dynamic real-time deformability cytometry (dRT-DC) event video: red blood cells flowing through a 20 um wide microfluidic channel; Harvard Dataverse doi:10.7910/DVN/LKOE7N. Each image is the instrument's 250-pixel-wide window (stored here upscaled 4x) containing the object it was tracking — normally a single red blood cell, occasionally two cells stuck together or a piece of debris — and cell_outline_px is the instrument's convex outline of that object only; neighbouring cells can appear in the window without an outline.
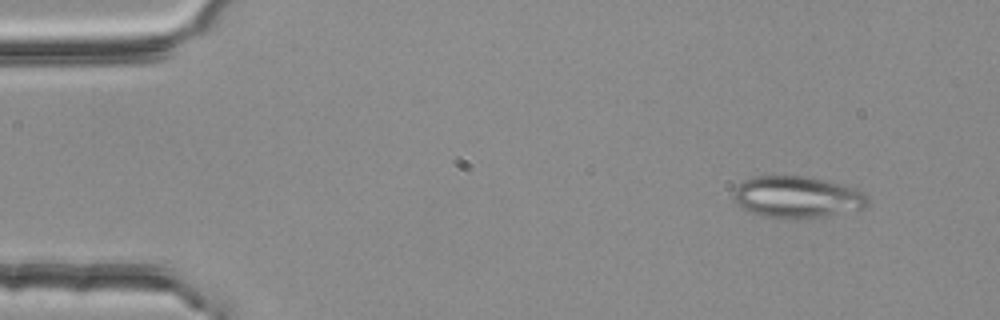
{"species": "common noctule bat (a hibernating species)", "species_latin": "Nyctalus noctula", "temperature_condition": "room temperature", "stored_images_in_passage": 53, "camera_frame_rate_fps": 3000, "um_per_image_px": 0.085, "animal": {"sex": "female", "body_mass_g": 25.1}, "frame": {"image": 1, "passage_image": 4, "time_ms": 1.0, "image_size_px": [1000, 320], "cell_outline_px": [[872, 200], [864, 208], [824, 216], [764, 216], [748, 212], [732, 200], [732, 196], [736, 188], [744, 180], [756, 176], [800, 176], [820, 180], [856, 188], [864, 192]], "centroid_in_image_um": [67.75, 16.73], "position_along_channel_um": 17.2, "area_um2": 31.79}}
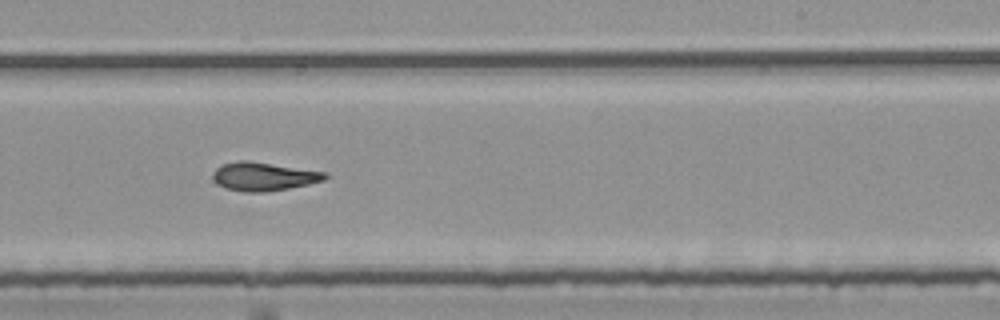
{"frame": {"image": 2, "passage_image": 32, "time_ms": 10.333, "image_size_px": [1000, 320], "cell_outline_px": [[328, 176], [324, 180], [308, 184], [288, 188], [264, 192], [244, 192], [224, 188], [216, 184], [212, 176], [216, 168], [224, 164], [240, 160], [248, 160], [328, 172]], "centroid_in_image_um": [22.41, 15.0], "position_along_channel_um": 266.6, "area_um2": 18.67}}
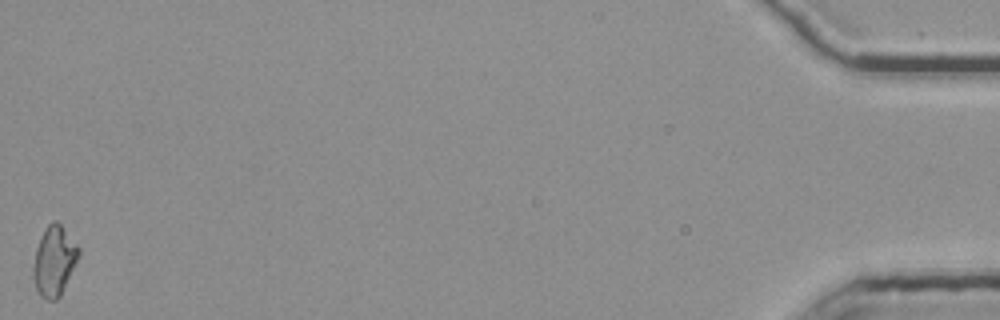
{"frame": {"image": 3, "passage_image": 53, "time_ms": 17.333, "image_size_px": [1000, 320], "cell_outline_px": [[80, 256], [60, 296], [56, 300], [48, 300], [40, 296], [36, 292], [32, 272], [36, 248], [48, 224], [52, 220], [56, 220], [60, 224], [80, 248]], "centroid_in_image_um": [4.61, 22.21], "position_along_channel_um": 430.6, "area_um2": 18.44}, "authors_computed_cell_mechanics": {"area_um2": 18.4382, "velocity_mm_per_s": 3.7815, "shape_relaxation_time_tau1_ms": null, "shape_relaxation_time_tau2_ms": 4.5583, "deformation_change_tau1": null, "deformation_change_tau2": 0.137}}